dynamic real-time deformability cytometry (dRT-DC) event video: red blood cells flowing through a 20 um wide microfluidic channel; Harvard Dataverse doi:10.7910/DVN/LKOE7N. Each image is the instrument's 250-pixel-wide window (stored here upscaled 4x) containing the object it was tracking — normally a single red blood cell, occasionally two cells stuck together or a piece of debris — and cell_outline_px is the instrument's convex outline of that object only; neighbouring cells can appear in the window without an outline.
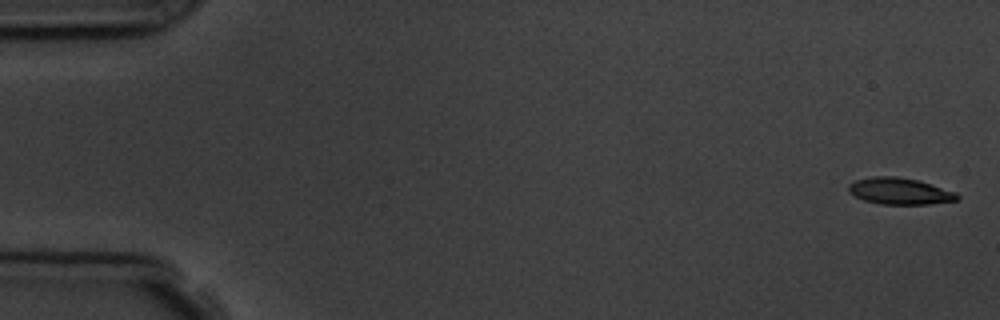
{"species": "common noctule bat (a hibernating species)", "species_latin": "Nyctalus noctula", "temperature_condition": "room temperature", "stored_images_in_passage": 6, "camera_frame_rate_fps": 3000, "um_per_image_px": 0.085, "animal": {"sex": "male", "body_mass_g": 19.5, "forearm_length_mm": 54.6}, "frame": {"image": 1, "passage_image": 1, "time_ms": 0.0, "image_size_px": [1000, 320], "cell_outline_px": [[960, 196], [956, 200], [928, 204], [880, 204], [864, 200], [848, 192], [848, 184], [856, 180], [872, 176], [896, 176], [916, 180], [956, 192]], "centroid_in_image_um": [76.44, 16.24], "position_along_channel_um": 8.6, "area_um2": 16.65}}
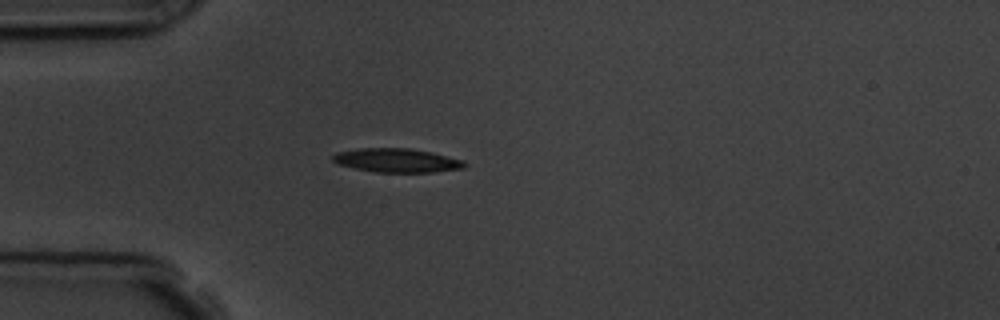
{"frame": {"image": 2, "passage_image": 5, "time_ms": 4.667, "image_size_px": [1000, 320], "cell_outline_px": [[468, 164], [464, 168], [432, 172], [376, 172], [336, 164], [332, 160], [332, 156], [336, 152], [360, 148], [412, 148], [432, 152], [464, 160]], "centroid_in_image_um": [33.74, 13.62], "position_along_channel_um": 51.3, "area_um2": 18.44}}